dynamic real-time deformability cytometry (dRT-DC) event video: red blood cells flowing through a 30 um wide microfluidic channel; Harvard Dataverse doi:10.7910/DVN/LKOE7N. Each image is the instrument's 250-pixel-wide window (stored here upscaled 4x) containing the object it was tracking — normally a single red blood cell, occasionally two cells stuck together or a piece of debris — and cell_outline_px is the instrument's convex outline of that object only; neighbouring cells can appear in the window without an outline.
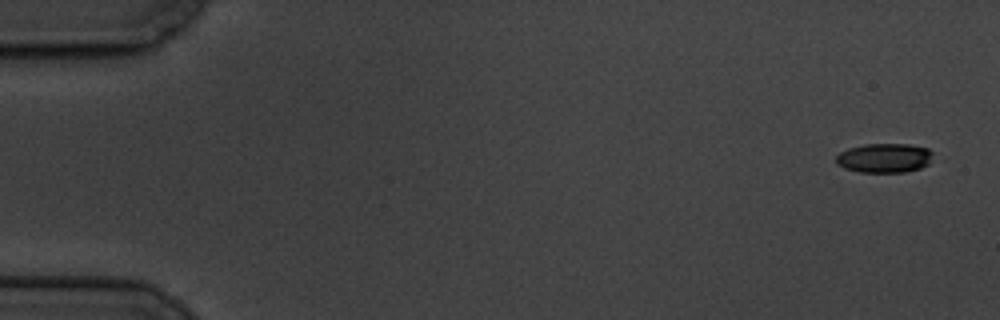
{"species": "common noctule bat (a hibernating species)", "species_latin": "Nyctalus noctula", "temperature_condition": "cold", "stored_images_in_passage": 6, "camera_frame_rate_fps": 3000, "um_per_image_px": 0.085, "animal": {"sex": "male", "body_mass_g": 19.5, "forearm_length_mm": 54.6}, "frame": {"image": 1, "passage_image": 1, "time_ms": 0.0, "image_size_px": [1000, 320], "cell_outline_px": [[932, 152], [928, 164], [920, 168], [904, 172], [860, 172], [844, 168], [836, 164], [836, 156], [840, 152], [848, 148], [864, 144], [908, 144], [928, 148]], "centroid_in_image_um": [75.14, 13.42], "position_along_channel_um": 9.9, "area_um2": 16.53}}
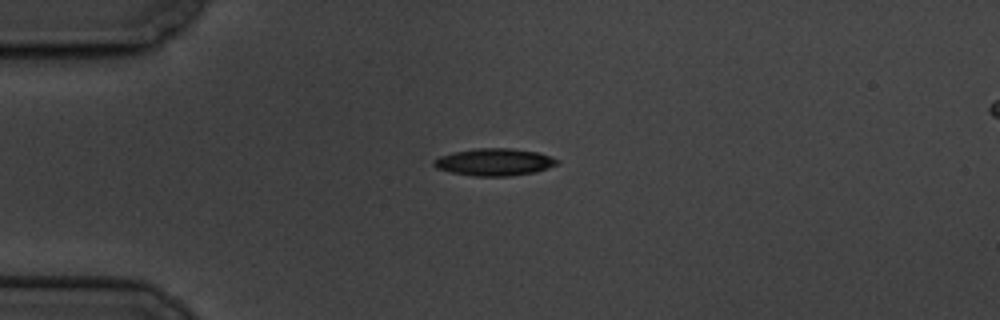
{"frame": {"image": 2, "passage_image": 4, "time_ms": 4.333, "image_size_px": [1000, 320], "cell_outline_px": [[560, 164], [536, 172], [508, 176], [472, 176], [452, 172], [436, 168], [432, 164], [432, 160], [440, 156], [452, 152], [476, 148], [512, 148], [540, 152], [560, 160]], "centroid_in_image_um": [42.05, 13.77], "position_along_channel_um": 43.0, "area_um2": 19.83}}
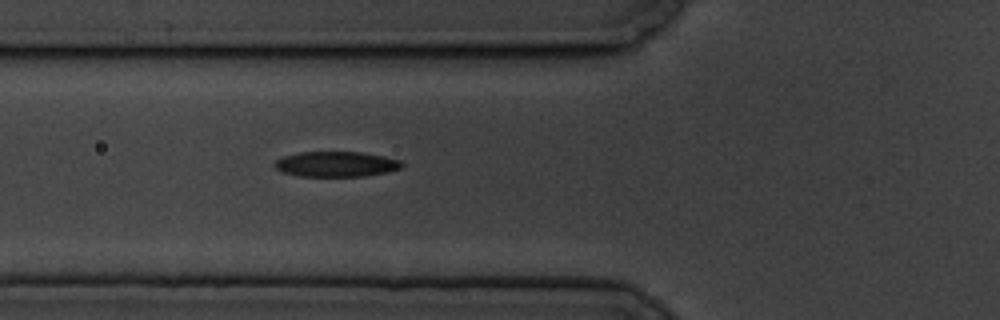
{"frame": {"image": 3, "passage_image": 6, "time_ms": 6.667, "image_size_px": [1000, 320], "cell_outline_px": [[404, 164], [400, 168], [388, 172], [364, 176], [296, 176], [284, 172], [276, 168], [272, 164], [276, 160], [284, 156], [300, 152], [360, 152], [384, 156], [400, 160]], "centroid_in_image_um": [28.57, 13.95], "position_along_channel_um": 97.2, "area_um2": 18.73}}